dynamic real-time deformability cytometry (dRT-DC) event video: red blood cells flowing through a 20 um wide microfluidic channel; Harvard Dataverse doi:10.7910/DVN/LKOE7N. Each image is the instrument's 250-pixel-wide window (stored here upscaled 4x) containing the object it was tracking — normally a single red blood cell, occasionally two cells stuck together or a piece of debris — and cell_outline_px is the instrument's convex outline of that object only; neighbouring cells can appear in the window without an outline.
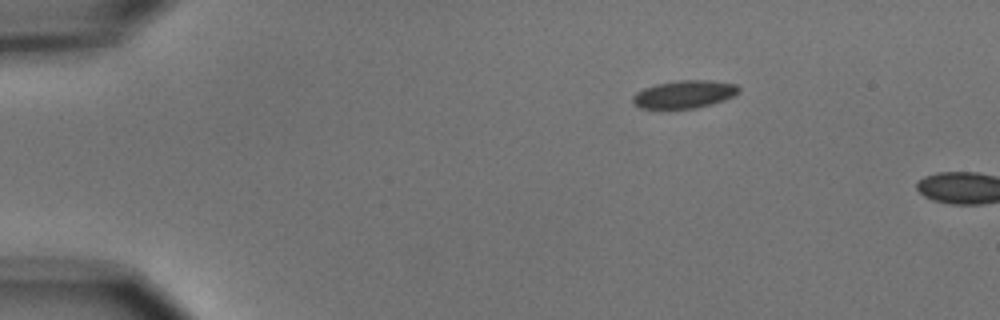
{"species": "common noctule bat (a hibernating species)", "species_latin": "Nyctalus noctula", "temperature_condition": "cold", "stored_images_in_passage": 2, "camera_frame_rate_fps": 3000, "um_per_image_px": 0.085, "animal": {"sex": "male", "body_mass_g": 15.6}, "frame": {"image": 1, "passage_image": 1, "time_ms": 0.0, "image_size_px": [1000, 320], "cell_outline_px": [[740, 92], [736, 96], [712, 104], [696, 108], [640, 108], [632, 104], [632, 96], [636, 92], [644, 88], [656, 84], [680, 80], [708, 80], [736, 84], [740, 88]], "centroid_in_image_um": [58.18, 8.01], "position_along_channel_um": 26.8, "area_um2": 17.28}}